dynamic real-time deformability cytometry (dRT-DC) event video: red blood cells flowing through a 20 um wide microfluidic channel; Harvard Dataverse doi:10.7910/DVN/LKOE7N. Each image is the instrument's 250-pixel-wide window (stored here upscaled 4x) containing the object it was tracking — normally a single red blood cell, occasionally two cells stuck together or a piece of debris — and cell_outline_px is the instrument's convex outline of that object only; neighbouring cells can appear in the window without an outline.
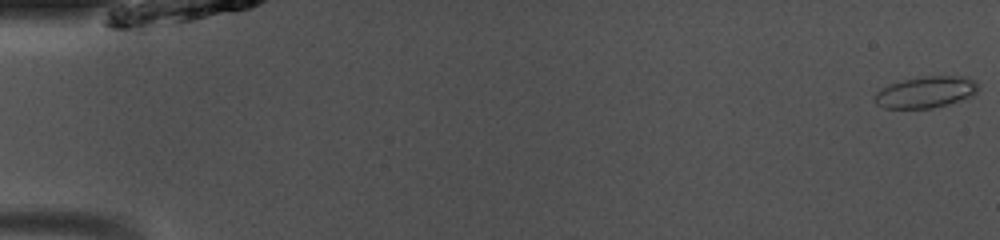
{"species": "common noctule bat (a hibernating species)", "species_latin": "Nyctalus noctula", "temperature_condition": "room temperature", "stored_images_in_passage": 49, "camera_frame_rate_fps": 3000, "um_per_image_px": 0.085, "animal": {"sex": "male", "body_mass_g": 13.0, "forearm_length_mm": 53.1}, "frame": {"image": 1, "passage_image": 1, "time_ms": 0.0, "image_size_px": [1000, 240], "cell_outline_px": [[980, 88], [972, 96], [948, 104], [932, 108], [884, 108], [876, 104], [872, 100], [876, 92], [888, 84], [904, 80], [924, 76], [964, 76], [976, 80]], "centroid_in_image_um": [78.69, 7.83], "position_along_channel_um": 6.3, "area_um2": 19.13}}
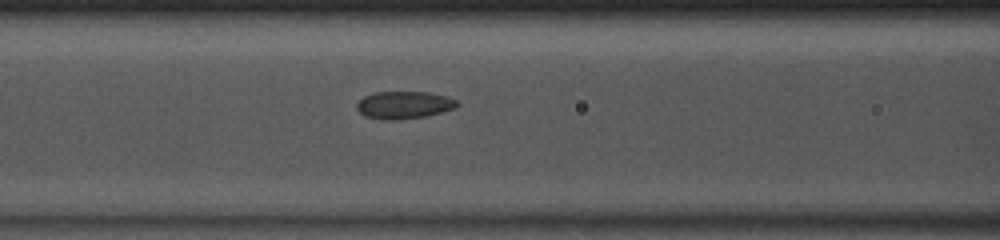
{"frame": {"image": 2, "passage_image": 21, "time_ms": 6.667, "image_size_px": [1000, 240], "cell_outline_px": [[460, 104], [456, 108], [424, 116], [392, 120], [388, 120], [364, 116], [356, 108], [356, 104], [364, 96], [372, 92], [428, 92], [448, 96], [456, 100]], "centroid_in_image_um": [34.34, 8.91], "position_along_channel_um": 132.3, "area_um2": 16.01}}
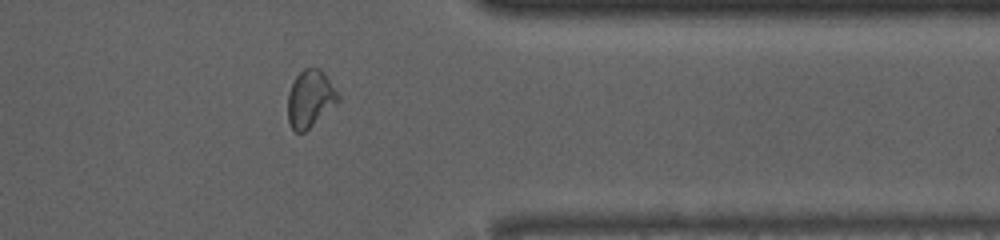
{"frame": {"image": 3, "passage_image": 40, "time_ms": 13.0, "image_size_px": [1000, 240], "cell_outline_px": [[340, 100], [336, 104], [304, 132], [296, 132], [292, 128], [288, 120], [288, 92], [296, 76], [304, 68], [320, 68], [324, 72], [340, 96]], "centroid_in_image_um": [26.36, 8.37], "position_along_channel_um": 385.0, "area_um2": 16.59}, "authors_computed_cell_mechanics": {"area_um2": 16.9354, "velocity_mm_per_s": 4.1224, "shape_relaxation_time_tau1_ms": null, "shape_relaxation_time_tau2_ms": 0.9214, "deformation_change_tau1": null, "deformation_change_tau2": 0.0574}}